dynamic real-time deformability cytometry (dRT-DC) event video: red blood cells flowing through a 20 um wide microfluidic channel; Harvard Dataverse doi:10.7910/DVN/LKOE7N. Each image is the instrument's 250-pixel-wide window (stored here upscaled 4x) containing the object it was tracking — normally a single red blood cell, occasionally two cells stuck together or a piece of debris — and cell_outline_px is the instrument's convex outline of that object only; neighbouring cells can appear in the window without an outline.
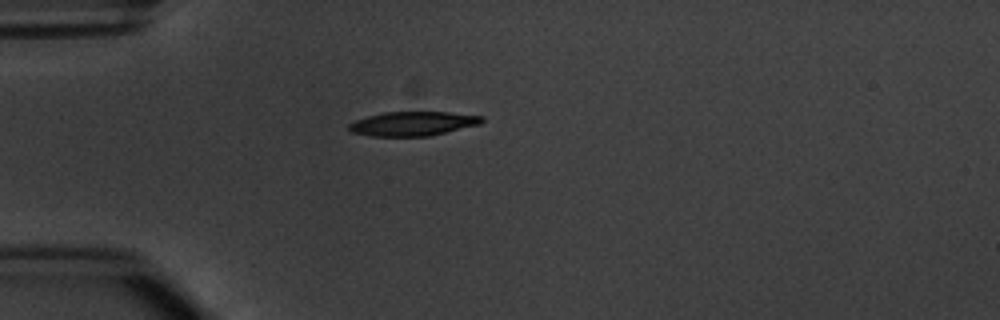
{"species": "common noctule bat (a hibernating species)", "species_latin": "Nyctalus noctula", "temperature_condition": "warm", "stored_images_in_passage": 6, "camera_frame_rate_fps": 3000, "um_per_image_px": 0.085, "animal": {"sex": "male", "body_mass_g": 20.1, "forearm_length_mm": 53.5}, "frame": {"image": 1, "passage_image": 6, "time_ms": 6.0, "image_size_px": [1000, 320], "cell_outline_px": [[484, 120], [480, 124], [428, 136], [372, 136], [352, 132], [348, 128], [348, 124], [356, 120], [368, 116], [384, 112], [448, 112], [484, 116]], "centroid_in_image_um": [35.1, 10.5], "position_along_channel_um": 49.9, "area_um2": 18.61}}